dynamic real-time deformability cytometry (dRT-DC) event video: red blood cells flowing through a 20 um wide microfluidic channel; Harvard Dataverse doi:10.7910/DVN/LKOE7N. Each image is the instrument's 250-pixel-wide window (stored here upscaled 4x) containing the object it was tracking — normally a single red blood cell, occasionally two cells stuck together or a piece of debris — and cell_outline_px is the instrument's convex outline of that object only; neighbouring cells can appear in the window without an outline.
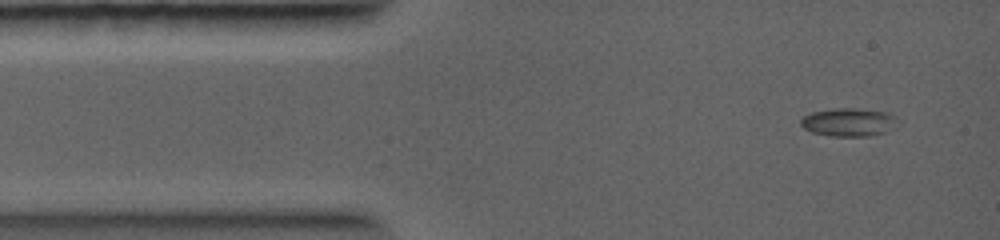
{"species": "common noctule bat (a hibernating species)", "species_latin": "Nyctalus noctula", "temperature_condition": "warm", "stored_images_in_passage": 8, "camera_frame_rate_fps": 5000, "um_per_image_px": 0.085, "animal": {"sex": "female", "body_mass_g": 19.0, "forearm_length_mm": 56.7}, "frame": {"image": 1, "passage_image": 1, "time_ms": 0.0, "image_size_px": [1000, 240], "cell_outline_px": [[892, 116], [884, 132], [868, 136], [828, 136], [812, 132], [804, 128], [800, 124], [800, 120], [804, 116], [812, 112], [836, 108], [852, 108], [888, 112]], "centroid_in_image_um": [71.95, 10.38], "position_along_channel_um": 13.0, "area_um2": 15.14}}